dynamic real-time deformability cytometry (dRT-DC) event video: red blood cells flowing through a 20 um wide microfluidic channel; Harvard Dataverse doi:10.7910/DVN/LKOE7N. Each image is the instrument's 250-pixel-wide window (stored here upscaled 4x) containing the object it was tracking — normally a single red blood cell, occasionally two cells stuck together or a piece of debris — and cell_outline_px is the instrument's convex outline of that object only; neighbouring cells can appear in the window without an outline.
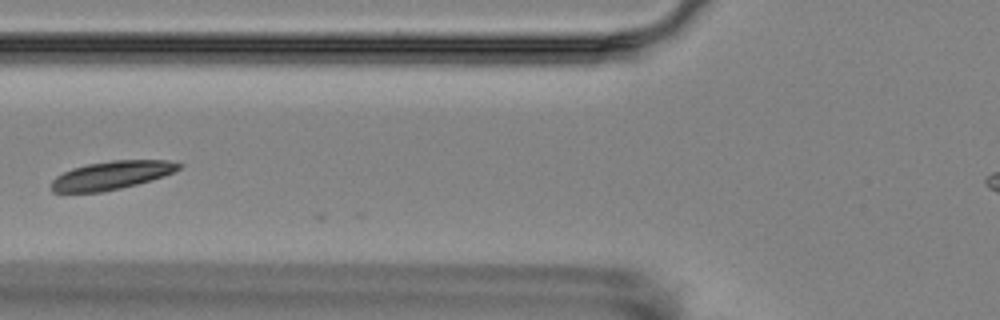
{"species": "Egyptian fruit bat (a non-hibernating species)", "species_latin": "Rousettus aegyptiacus", "temperature_condition": "room temperature", "stored_images_in_passage": 13, "camera_frame_rate_fps": 3000, "um_per_image_px": 0.085, "animal": {"sex": "female"}, "frame": {"image": 1, "passage_image": 8, "time_ms": 8.0, "image_size_px": [1000, 320], "cell_outline_px": [[184, 164], [180, 168], [164, 176], [152, 180], [104, 192], [52, 192], [48, 188], [48, 184], [56, 176], [72, 168], [88, 164], [112, 160], [168, 160]], "centroid_in_image_um": [9.44, 14.9], "position_along_channel_um": 116.4, "area_um2": 21.21}}
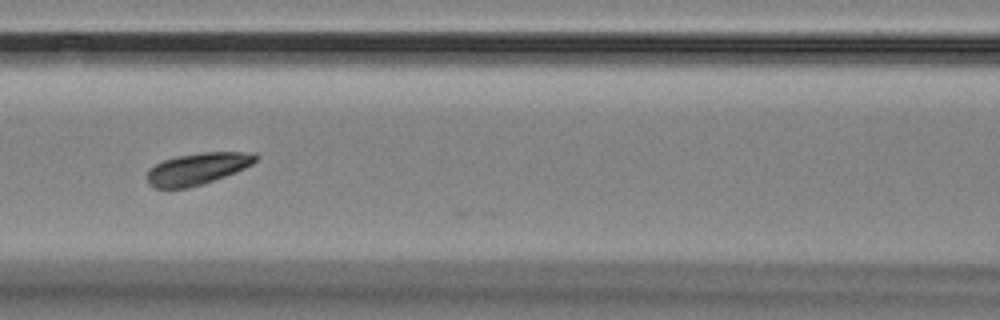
{"frame": {"image": 2, "passage_image": 9, "time_ms": 9.0, "image_size_px": [1000, 320], "cell_outline_px": [[260, 156], [252, 164], [236, 172], [204, 184], [188, 188], [156, 188], [148, 184], [148, 168], [164, 160], [176, 156], [204, 152], [256, 152]], "centroid_in_image_um": [16.81, 14.34], "position_along_channel_um": 149.8, "area_um2": 20.17}}
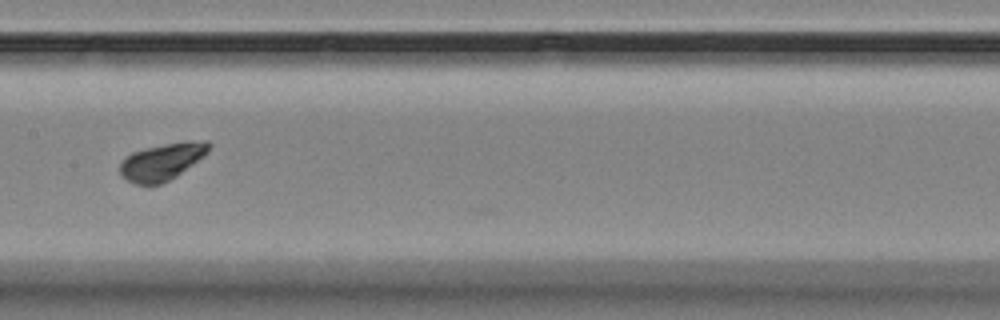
{"frame": {"image": 3, "passage_image": 10, "time_ms": 10.333, "image_size_px": [1000, 320], "cell_outline_px": [[212, 144], [208, 152], [176, 176], [160, 184], [148, 188], [136, 184], [128, 180], [120, 172], [120, 164], [132, 152], [148, 148], [188, 140], [208, 140]], "centroid_in_image_um": [13.8, 13.76], "position_along_channel_um": 193.6, "area_um2": 18.96}}